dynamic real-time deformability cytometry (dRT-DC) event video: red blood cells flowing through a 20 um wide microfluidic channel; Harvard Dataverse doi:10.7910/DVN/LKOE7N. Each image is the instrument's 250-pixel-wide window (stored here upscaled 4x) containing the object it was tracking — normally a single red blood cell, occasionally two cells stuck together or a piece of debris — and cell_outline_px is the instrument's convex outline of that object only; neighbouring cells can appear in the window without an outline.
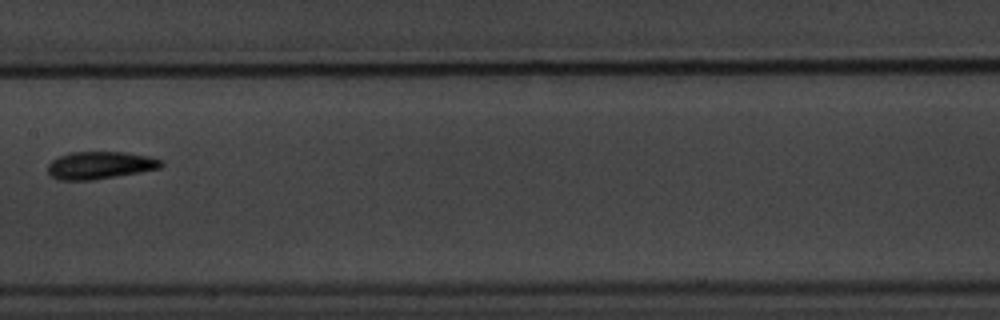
{"species": "common noctule bat (a hibernating species)", "species_latin": "Nyctalus noctula", "temperature_condition": "warm", "stored_images_in_passage": 14, "camera_frame_rate_fps": 3000, "um_per_image_px": 0.085, "animal": {"sex": "male", "body_mass_g": 20.1, "forearm_length_mm": 53.5}, "frame": {"image": 1, "passage_image": 7, "time_ms": 8.333, "image_size_px": [1000, 320], "cell_outline_px": [[164, 164], [160, 168], [140, 172], [92, 180], [56, 180], [48, 172], [48, 164], [52, 160], [68, 152], [124, 152], [148, 156], [164, 160]], "centroid_in_image_um": [8.51, 14.04], "position_along_channel_um": 198.9, "area_um2": 18.21}, "authors_computed_cell_mechanics": {"area_um2": 18.0336, "velocity_mm_per_s": 3.5661, "shape_relaxation_time_tau1_ms": null, "shape_relaxation_time_tau2_ms": 3.166, "deformation_change_tau1": null, "deformation_change_tau2": 0.089}}